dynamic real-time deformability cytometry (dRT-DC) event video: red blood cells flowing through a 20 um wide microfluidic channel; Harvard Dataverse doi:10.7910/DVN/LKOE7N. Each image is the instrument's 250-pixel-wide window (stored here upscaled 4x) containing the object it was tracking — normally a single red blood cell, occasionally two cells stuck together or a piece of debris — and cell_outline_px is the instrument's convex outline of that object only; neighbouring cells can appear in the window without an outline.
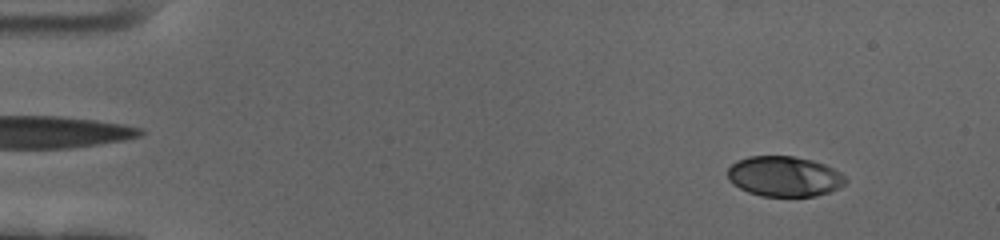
{"species": "human", "species_latin": "Homo sapiens", "temperature_condition": "cold", "stored_images_in_passage": 59, "camera_frame_rate_fps": 3000, "um_per_image_px": 0.085, "donor": {"sex": "female"}, "frame": {"image": 1, "passage_image": 6, "time_ms": 1.667, "image_size_px": [1000, 240], "cell_outline_px": [[848, 180], [844, 184], [828, 192], [816, 196], [760, 196], [748, 192], [732, 184], [728, 180], [728, 168], [736, 160], [748, 156], [792, 156], [812, 160], [824, 164], [840, 172]], "centroid_in_image_um": [66.63, 14.99], "position_along_channel_um": 18.4, "area_um2": 27.69}}
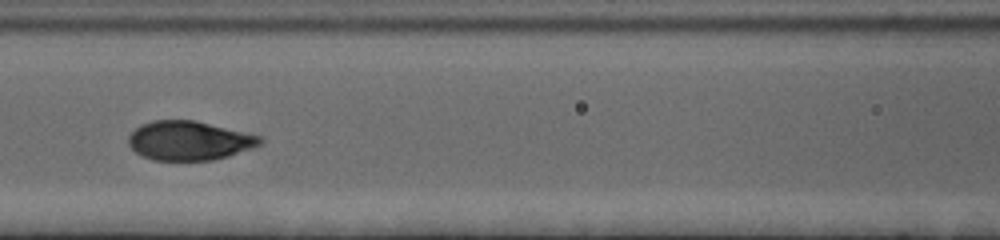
{"frame": {"image": 2, "passage_image": 27, "time_ms": 8.667, "image_size_px": [1000, 240], "cell_outline_px": [[264, 140], [260, 144], [252, 148], [228, 156], [212, 160], [152, 160], [136, 152], [128, 144], [128, 136], [140, 124], [152, 120], [196, 120], [260, 136]], "centroid_in_image_um": [16.06, 11.95], "position_along_channel_um": 150.5, "area_um2": 29.94}}
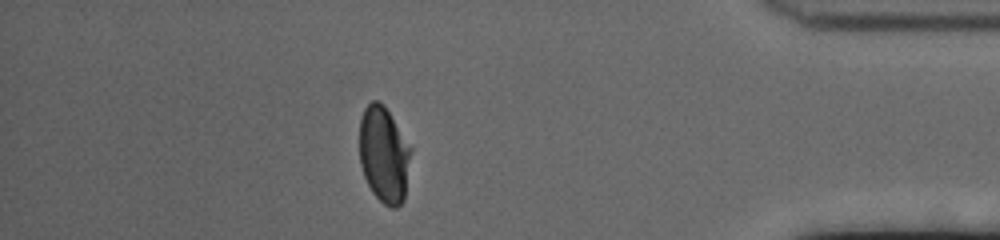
{"frame": {"image": 3, "passage_image": 52, "time_ms": 17.0, "image_size_px": [1000, 240], "cell_outline_px": [[412, 152], [404, 200], [396, 208], [392, 208], [384, 204], [372, 192], [364, 176], [360, 164], [360, 120], [364, 108], [372, 100], [376, 100], [384, 104], [412, 148]], "centroid_in_image_um": [32.65, 13.14], "position_along_channel_um": 402.6, "area_um2": 29.02}, "authors_computed_cell_mechanics": {"area_um2": 29.8248, "velocity_mm_per_s": 3.4526, "shape_relaxation_time_tau1_ms": 3.7681, "shape_relaxation_time_tau2_ms": null, "deformation_change_tau1": 0.1737, "deformation_change_tau2": null}}